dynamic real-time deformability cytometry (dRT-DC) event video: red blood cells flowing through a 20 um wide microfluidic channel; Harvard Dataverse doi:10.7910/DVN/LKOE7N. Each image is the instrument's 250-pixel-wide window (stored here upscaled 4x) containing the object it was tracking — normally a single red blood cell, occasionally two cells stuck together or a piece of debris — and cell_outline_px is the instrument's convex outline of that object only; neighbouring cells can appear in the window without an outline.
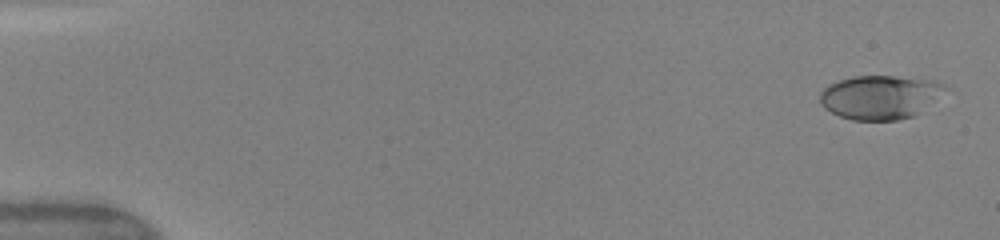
{"species": "human", "species_latin": "Homo sapiens", "temperature_condition": "warm", "stored_images_in_passage": 48, "camera_frame_rate_fps": 3000, "um_per_image_px": 0.085, "donor": {"sex": "female"}, "frame": {"image": 1, "passage_image": 1, "time_ms": 0.0, "image_size_px": [1000, 240], "cell_outline_px": [[948, 88], [916, 116], [896, 120], [852, 120], [840, 116], [824, 108], [820, 104], [820, 92], [828, 84], [852, 76], [896, 76], [932, 80], [944, 84]], "centroid_in_image_um": [74.79, 8.25], "position_along_channel_um": 10.2, "area_um2": 32.02}}
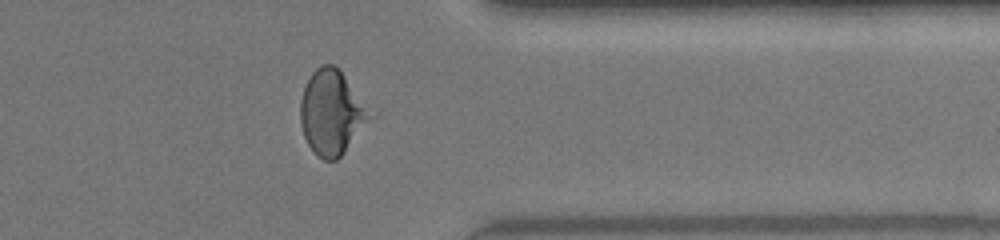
{"frame": {"image": 2, "passage_image": 39, "time_ms": 12.667, "image_size_px": [1000, 240], "cell_outline_px": [[376, 116], [340, 156], [336, 160], [324, 160], [308, 144], [304, 136], [300, 124], [300, 100], [304, 88], [312, 72], [320, 64], [332, 64], [340, 68], [376, 112]], "centroid_in_image_um": [28.28, 9.51], "position_along_channel_um": 383.1, "area_um2": 35.14}}
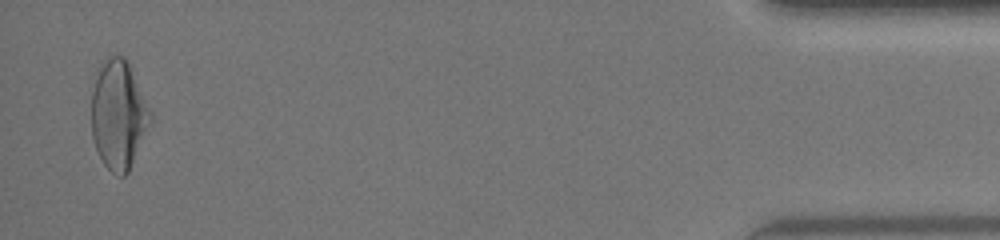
{"frame": {"image": 3, "passage_image": 47, "time_ms": 15.333, "image_size_px": [1000, 240], "cell_outline_px": [[152, 120], [128, 172], [124, 176], [116, 176], [104, 164], [96, 148], [92, 136], [92, 72], [108, 56], [124, 56], [152, 112]], "centroid_in_image_um": [10.04, 9.72], "position_along_channel_um": 425.2, "area_um2": 37.51}, "authors_computed_cell_mechanics": {"area_um2": 32.4258, "velocity_mm_per_s": 4.1662, "shape_relaxation_time_tau1_ms": 3.8203, "shape_relaxation_time_tau2_ms": 0.8067, "deformation_change_tau1": 0.1678, "deformation_change_tau2": 0.061}}